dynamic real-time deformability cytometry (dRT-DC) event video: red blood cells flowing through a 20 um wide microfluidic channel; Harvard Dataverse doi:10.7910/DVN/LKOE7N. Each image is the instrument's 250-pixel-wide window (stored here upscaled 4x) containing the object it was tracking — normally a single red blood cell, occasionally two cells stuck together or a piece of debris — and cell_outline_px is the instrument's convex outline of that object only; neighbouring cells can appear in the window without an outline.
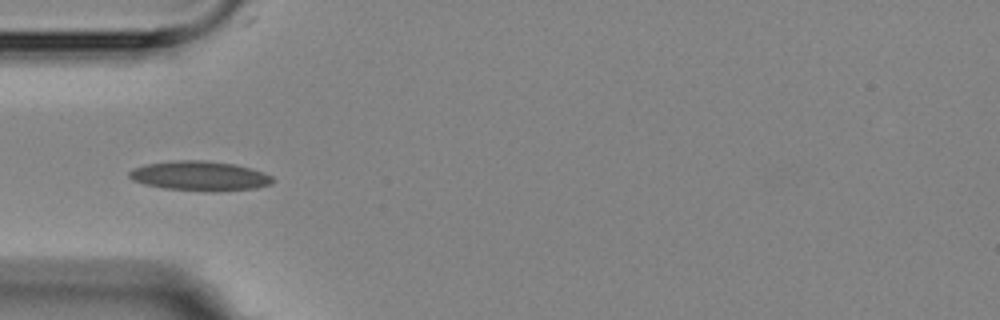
{"species": "Egyptian fruit bat (a non-hibernating species)", "species_latin": "Rousettus aegyptiacus", "temperature_condition": "room temperature", "stored_images_in_passage": 8, "camera_frame_rate_fps": 3000, "um_per_image_px": 0.085, "animal": {"sex": "female"}, "frame": {"image": 1, "passage_image": 4, "time_ms": 4.333, "image_size_px": [1000, 320], "cell_outline_px": [[276, 180], [272, 184], [256, 188], [216, 192], [164, 188], [144, 184], [132, 180], [128, 176], [128, 172], [132, 168], [144, 164], [180, 160], [200, 160], [236, 164], [252, 168], [264, 172], [272, 176]], "centroid_in_image_um": [17.01, 14.96], "position_along_channel_um": 68.0, "area_um2": 25.03}}
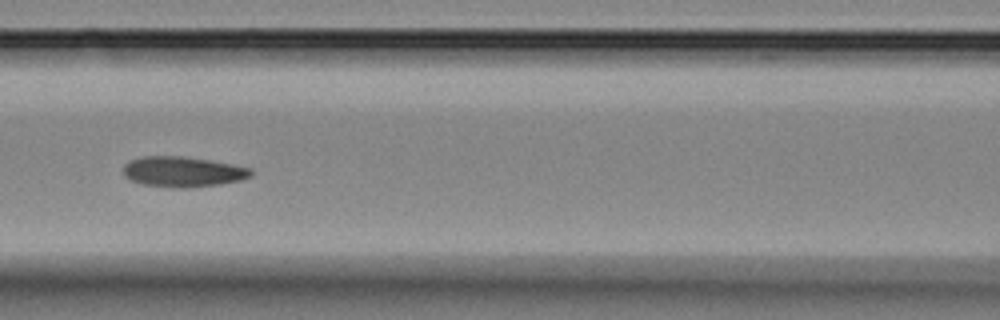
{"frame": {"image": 2, "passage_image": 6, "time_ms": 6.667, "image_size_px": [1000, 320], "cell_outline_px": [[252, 176], [240, 180], [220, 184], [184, 188], [172, 188], [140, 184], [124, 176], [124, 164], [128, 160], [144, 156], [180, 156], [208, 160], [232, 164], [252, 168]], "centroid_in_image_um": [15.52, 14.6], "position_along_channel_um": 151.1, "area_um2": 22.66}}
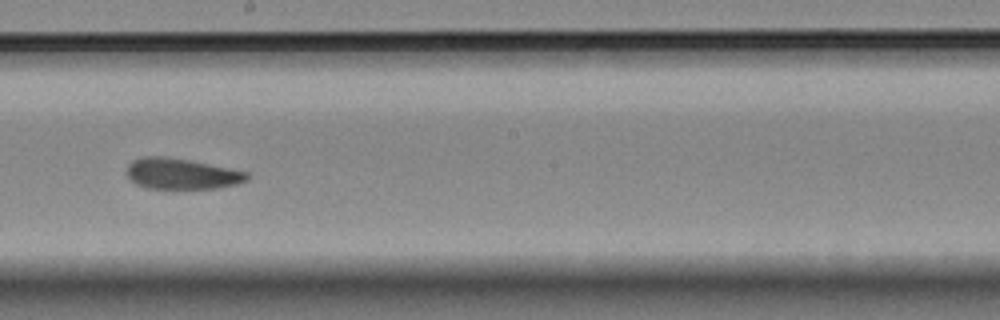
{"frame": {"image": 3, "passage_image": 8, "time_ms": 9.0, "image_size_px": [1000, 320], "cell_outline_px": [[248, 180], [236, 184], [220, 188], [144, 188], [136, 184], [124, 172], [128, 164], [132, 160], [144, 156], [164, 156], [188, 160], [248, 172]], "centroid_in_image_um": [15.38, 14.77], "position_along_channel_um": 232.8, "area_um2": 21.56}}